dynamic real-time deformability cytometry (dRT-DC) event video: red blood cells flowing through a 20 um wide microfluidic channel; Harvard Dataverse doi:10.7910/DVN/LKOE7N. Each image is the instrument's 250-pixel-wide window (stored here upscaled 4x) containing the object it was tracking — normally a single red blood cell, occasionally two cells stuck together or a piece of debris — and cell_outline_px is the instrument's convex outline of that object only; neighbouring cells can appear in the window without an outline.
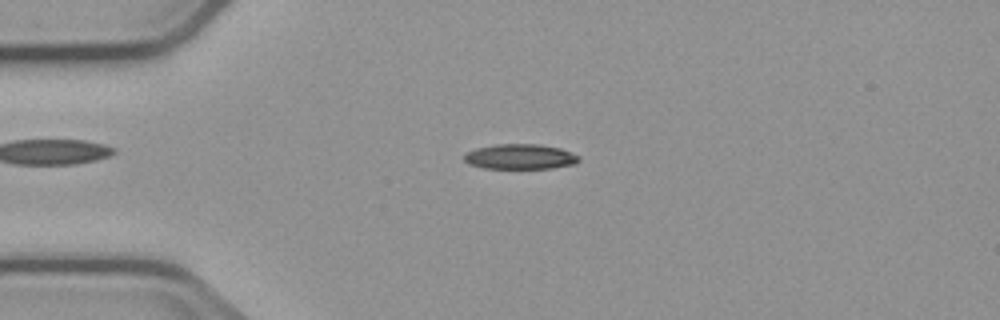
{"species": "common noctule bat (a hibernating species)", "species_latin": "Nyctalus noctula", "temperature_condition": "cold", "stored_images_in_passage": 2, "camera_frame_rate_fps": 3000, "um_per_image_px": 0.085, "animal": {"sex": "male", "body_mass_g": 23.1, "forearm_length_mm": 52.7}, "frame": {"image": 1, "passage_image": 1, "time_ms": 0.0, "image_size_px": [1000, 320], "cell_outline_px": [[580, 160], [576, 164], [552, 168], [484, 168], [468, 164], [464, 160], [464, 156], [468, 152], [476, 148], [496, 144], [540, 144], [560, 148], [580, 156]], "centroid_in_image_um": [44.24, 13.31], "position_along_channel_um": 40.8, "area_um2": 16.82}}
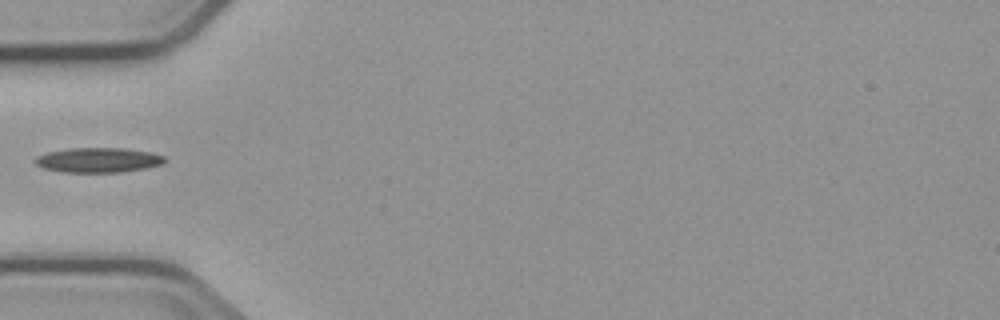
{"frame": {"image": 2, "passage_image": 2, "time_ms": 1.667, "image_size_px": [1000, 320], "cell_outline_px": [[164, 164], [148, 168], [120, 172], [60, 172], [44, 168], [36, 164], [32, 160], [36, 156], [48, 152], [68, 148], [120, 148], [152, 152], [164, 156]], "centroid_in_image_um": [8.34, 13.61], "position_along_channel_um": 76.7, "area_um2": 18.84}}